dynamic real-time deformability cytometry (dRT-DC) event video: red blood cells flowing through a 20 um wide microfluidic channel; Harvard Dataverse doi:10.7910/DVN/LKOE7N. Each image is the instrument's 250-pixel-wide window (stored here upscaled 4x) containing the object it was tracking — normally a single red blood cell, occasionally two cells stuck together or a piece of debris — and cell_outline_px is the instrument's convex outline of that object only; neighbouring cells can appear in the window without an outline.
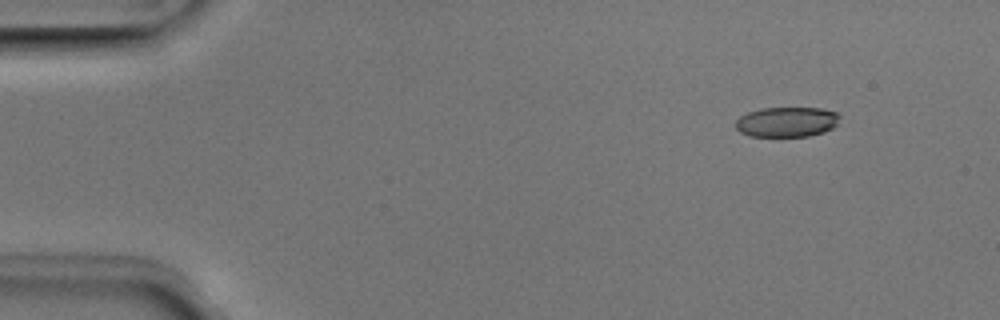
{"species": "Egyptian fruit bat (a non-hibernating species)", "species_latin": "Rousettus aegyptiacus", "temperature_condition": "room temperature", "stored_images_in_passage": 46, "camera_frame_rate_fps": 3000, "um_per_image_px": 0.085, "animal": {"sex": "male"}, "frame": {"image": 1, "passage_image": 1, "time_ms": 0.0, "image_size_px": [1000, 320], "cell_outline_px": [[840, 116], [836, 124], [832, 128], [824, 132], [808, 136], [748, 136], [740, 132], [736, 128], [736, 120], [740, 116], [748, 112], [760, 108], [820, 108], [836, 112]], "centroid_in_image_um": [66.86, 10.36], "position_along_channel_um": 18.1, "area_um2": 18.21}}
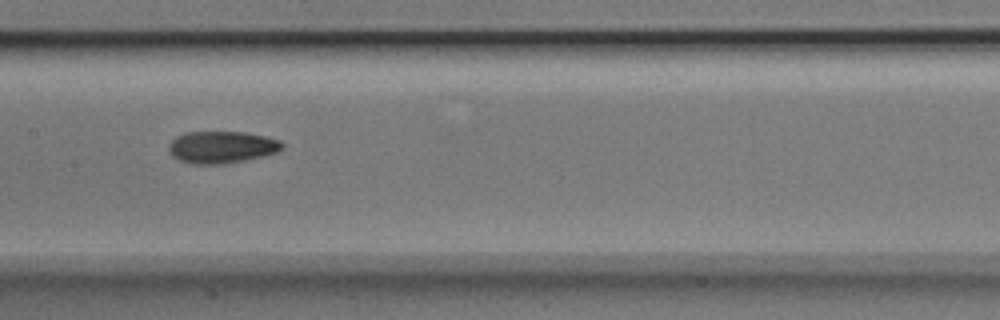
{"frame": {"image": 2, "passage_image": 21, "time_ms": 6.667, "image_size_px": [1000, 320], "cell_outline_px": [[284, 148], [276, 152], [264, 156], [220, 164], [192, 164], [180, 160], [172, 156], [168, 148], [168, 144], [176, 136], [188, 132], [244, 132], [264, 136], [280, 140], [284, 144]], "centroid_in_image_um": [18.84, 12.5], "position_along_channel_um": 188.6, "area_um2": 21.1}}
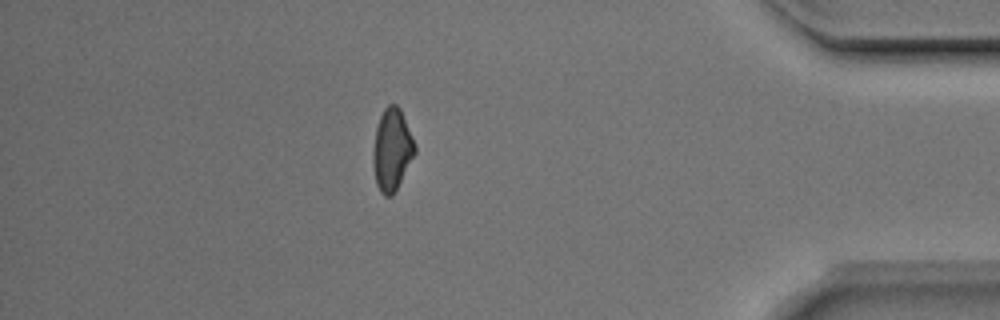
{"frame": {"image": 3, "passage_image": 40, "time_ms": 13.0, "image_size_px": [1000, 320], "cell_outline_px": [[416, 152], [392, 196], [384, 196], [380, 192], [376, 184], [372, 160], [372, 148], [376, 128], [380, 116], [384, 108], [388, 104], [396, 104], [400, 108], [416, 148]], "centroid_in_image_um": [33.28, 12.72], "position_along_channel_um": 401.9, "area_um2": 19.83}, "authors_computed_cell_mechanics": {"area_um2": 20.23, "velocity_mm_per_s": 4.0068, "shape_relaxation_time_tau1_ms": 6.1016, "shape_relaxation_time_tau2_ms": 5.7177, "deformation_change_tau1": 0.1674, "deformation_change_tau2": 0.1163}}